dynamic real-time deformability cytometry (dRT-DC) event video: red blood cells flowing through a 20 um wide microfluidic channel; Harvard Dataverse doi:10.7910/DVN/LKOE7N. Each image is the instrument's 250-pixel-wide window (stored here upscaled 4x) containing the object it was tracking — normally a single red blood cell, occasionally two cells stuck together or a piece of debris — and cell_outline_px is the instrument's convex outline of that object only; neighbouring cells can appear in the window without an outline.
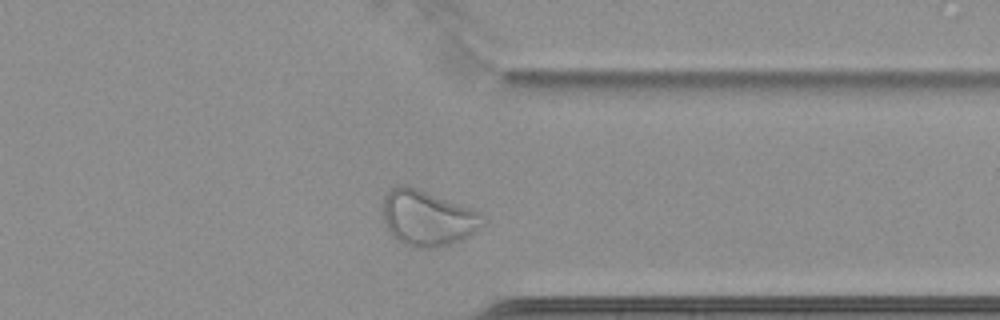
{"species": "common noctule bat (a hibernating species)", "species_latin": "Nyctalus noctula", "temperature_condition": "cold", "stored_images_in_passage": 44, "camera_frame_rate_fps": 3000, "um_per_image_px": 0.085, "animal": {"sex": "female", "body_mass_g": 22.7, "forearm_length_mm": 54.2}, "frame": {"image": 1, "passage_image": 38, "time_ms": 12.333, "image_size_px": [1000, 320], "cell_outline_px": [[484, 224], [460, 240], [448, 244], [432, 248], [412, 248], [396, 240], [392, 236], [384, 220], [380, 208], [384, 196], [392, 188], [400, 184], [408, 184], [472, 208], [480, 212], [484, 216]], "centroid_in_image_um": [36.29, 18.51], "position_along_channel_um": 375.1, "area_um2": 32.66}, "authors_computed_cell_mechanics": {"area_um2": 27.2816, "velocity_mm_per_s": 3.4194, "shape_relaxation_time_tau1_ms": null, "shape_relaxation_time_tau2_ms": 1.7253, "deformation_change_tau1": null, "deformation_change_tau2": 0.0593}}